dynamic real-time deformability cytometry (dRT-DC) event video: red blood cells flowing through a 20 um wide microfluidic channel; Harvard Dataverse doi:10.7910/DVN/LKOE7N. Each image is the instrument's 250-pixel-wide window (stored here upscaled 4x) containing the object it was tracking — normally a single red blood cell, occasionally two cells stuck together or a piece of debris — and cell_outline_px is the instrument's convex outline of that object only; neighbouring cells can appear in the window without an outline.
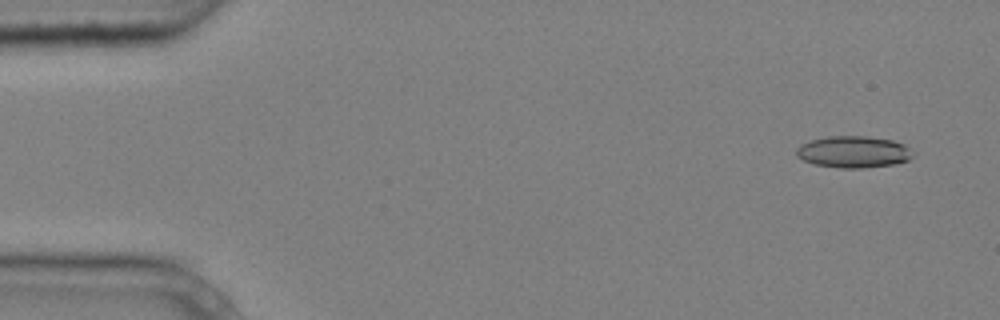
{"species": "common noctule bat (a hibernating species)", "species_latin": "Nyctalus noctula", "temperature_condition": "cold", "stored_images_in_passage": 4, "camera_frame_rate_fps": 3000, "um_per_image_px": 0.085, "animal": {"sex": "male", "body_mass_g": 20.4}, "frame": {"image": 1, "passage_image": 1, "time_ms": 0.0, "image_size_px": [1000, 320], "cell_outline_px": [[916, 152], [908, 160], [896, 164], [864, 168], [840, 168], [816, 164], [804, 160], [796, 156], [796, 148], [800, 144], [812, 140], [828, 136], [868, 136], [892, 140], [904, 144]], "centroid_in_image_um": [72.58, 12.91], "position_along_channel_um": 12.4, "area_um2": 21.68}}